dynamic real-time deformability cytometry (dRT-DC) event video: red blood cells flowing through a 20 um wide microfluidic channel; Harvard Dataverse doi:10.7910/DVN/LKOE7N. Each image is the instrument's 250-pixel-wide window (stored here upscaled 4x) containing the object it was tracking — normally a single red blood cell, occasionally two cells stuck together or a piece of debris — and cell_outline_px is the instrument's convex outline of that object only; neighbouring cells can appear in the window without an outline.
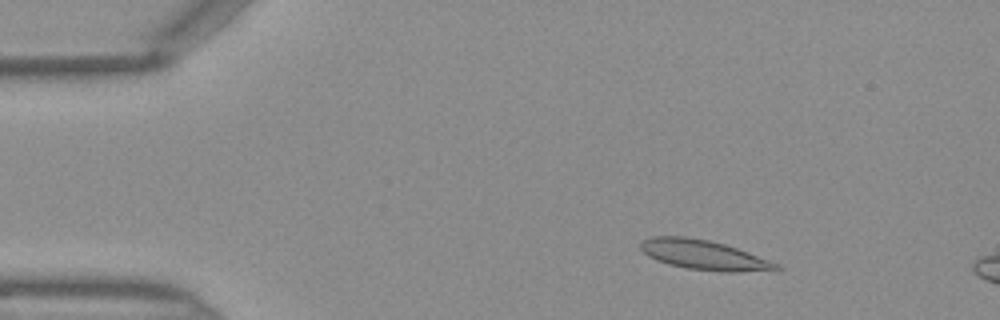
{"species": "Egyptian fruit bat (a non-hibernating species)", "species_latin": "Rousettus aegyptiacus", "temperature_condition": "warm", "stored_images_in_passage": 11, "camera_frame_rate_fps": 3000, "um_per_image_px": 0.085, "frame": {"image": 1, "passage_image": 7, "time_ms": 2.0, "image_size_px": [1000, 320], "cell_outline_px": [[784, 268], [780, 272], [728, 272], [688, 268], [668, 264], [656, 260], [648, 256], [640, 248], [640, 244], [644, 240], [652, 236], [688, 236], [708, 240], [724, 244], [748, 252], [780, 264]], "centroid_in_image_um": [59.94, 21.69], "position_along_channel_um": 25.1, "area_um2": 23.81}}